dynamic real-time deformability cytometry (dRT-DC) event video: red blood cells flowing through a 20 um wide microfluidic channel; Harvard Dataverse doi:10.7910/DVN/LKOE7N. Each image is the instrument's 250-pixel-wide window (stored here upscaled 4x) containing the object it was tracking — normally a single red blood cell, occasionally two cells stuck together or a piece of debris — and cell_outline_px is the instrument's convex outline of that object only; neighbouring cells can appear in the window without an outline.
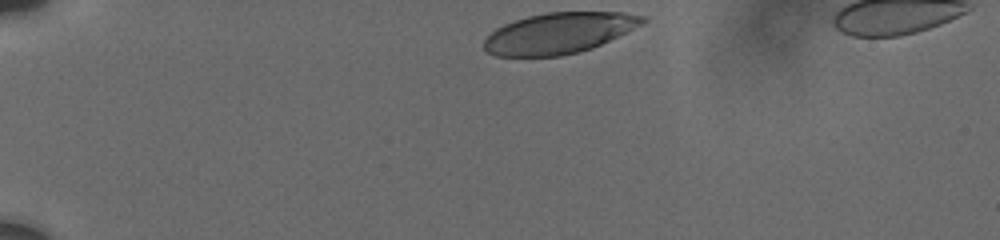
{"species": "human", "species_latin": "Homo sapiens", "temperature_condition": "cold", "stored_images_in_passage": 7, "camera_frame_rate_fps": 3000, "um_per_image_px": 0.085, "donor": {"sex": "male"}, "frame": {"image": 1, "passage_image": 1, "time_ms": 0.0, "image_size_px": [1000, 240], "cell_outline_px": [[648, 20], [592, 48], [560, 56], [496, 56], [488, 52], [484, 48], [484, 40], [496, 28], [504, 24], [528, 16], [548, 12], [624, 12], [648, 16]], "centroid_in_image_um": [47.49, 2.8], "position_along_channel_um": 37.5, "area_um2": 37.28}}